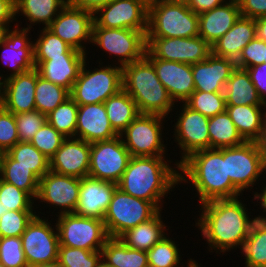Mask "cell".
<instances>
[{"instance_id":"cell-1","label":"cell","mask_w":266,"mask_h":267,"mask_svg":"<svg viewBox=\"0 0 266 267\" xmlns=\"http://www.w3.org/2000/svg\"><path fill=\"white\" fill-rule=\"evenodd\" d=\"M246 206L240 197L216 199L199 206L201 214L195 226L207 241L209 252L214 249L220 254L242 248L253 222L258 217L251 219Z\"/></svg>"},{"instance_id":"cell-2","label":"cell","mask_w":266,"mask_h":267,"mask_svg":"<svg viewBox=\"0 0 266 267\" xmlns=\"http://www.w3.org/2000/svg\"><path fill=\"white\" fill-rule=\"evenodd\" d=\"M179 172L180 184L192 182L199 196V205L243 195L227 176L226 148H210L190 154L179 164Z\"/></svg>"},{"instance_id":"cell-3","label":"cell","mask_w":266,"mask_h":267,"mask_svg":"<svg viewBox=\"0 0 266 267\" xmlns=\"http://www.w3.org/2000/svg\"><path fill=\"white\" fill-rule=\"evenodd\" d=\"M165 157H131L118 188L131 196L152 202L162 211V198L180 185L179 163L175 162L173 168L169 164L173 160H165Z\"/></svg>"},{"instance_id":"cell-4","label":"cell","mask_w":266,"mask_h":267,"mask_svg":"<svg viewBox=\"0 0 266 267\" xmlns=\"http://www.w3.org/2000/svg\"><path fill=\"white\" fill-rule=\"evenodd\" d=\"M122 81L123 89L135 101L139 113L168 118L176 110L175 102L146 56L122 67Z\"/></svg>"},{"instance_id":"cell-5","label":"cell","mask_w":266,"mask_h":267,"mask_svg":"<svg viewBox=\"0 0 266 267\" xmlns=\"http://www.w3.org/2000/svg\"><path fill=\"white\" fill-rule=\"evenodd\" d=\"M199 16L184 2L149 0L146 37L199 36Z\"/></svg>"},{"instance_id":"cell-6","label":"cell","mask_w":266,"mask_h":267,"mask_svg":"<svg viewBox=\"0 0 266 267\" xmlns=\"http://www.w3.org/2000/svg\"><path fill=\"white\" fill-rule=\"evenodd\" d=\"M86 61L70 91V97L78 105L104 103L123 89L121 66L113 63L112 66L99 65V68L87 70Z\"/></svg>"},{"instance_id":"cell-7","label":"cell","mask_w":266,"mask_h":267,"mask_svg":"<svg viewBox=\"0 0 266 267\" xmlns=\"http://www.w3.org/2000/svg\"><path fill=\"white\" fill-rule=\"evenodd\" d=\"M159 211L152 202L131 196L117 187L103 221L108 236L119 238L127 230L153 218Z\"/></svg>"},{"instance_id":"cell-8","label":"cell","mask_w":266,"mask_h":267,"mask_svg":"<svg viewBox=\"0 0 266 267\" xmlns=\"http://www.w3.org/2000/svg\"><path fill=\"white\" fill-rule=\"evenodd\" d=\"M226 168L227 176L242 193L245 189L250 190L249 187L252 189L261 175L264 178L266 174V154L262 143L245 141L226 148Z\"/></svg>"},{"instance_id":"cell-9","label":"cell","mask_w":266,"mask_h":267,"mask_svg":"<svg viewBox=\"0 0 266 267\" xmlns=\"http://www.w3.org/2000/svg\"><path fill=\"white\" fill-rule=\"evenodd\" d=\"M166 117L140 113L120 134L131 157H157L168 152L163 140ZM124 138V139H123ZM166 150V151H165Z\"/></svg>"},{"instance_id":"cell-10","label":"cell","mask_w":266,"mask_h":267,"mask_svg":"<svg viewBox=\"0 0 266 267\" xmlns=\"http://www.w3.org/2000/svg\"><path fill=\"white\" fill-rule=\"evenodd\" d=\"M59 246L100 251L109 238L104 221L74 213L56 215Z\"/></svg>"},{"instance_id":"cell-11","label":"cell","mask_w":266,"mask_h":267,"mask_svg":"<svg viewBox=\"0 0 266 267\" xmlns=\"http://www.w3.org/2000/svg\"><path fill=\"white\" fill-rule=\"evenodd\" d=\"M91 43L117 57L121 67L140 60L147 51L146 34L133 29L93 27Z\"/></svg>"},{"instance_id":"cell-12","label":"cell","mask_w":266,"mask_h":267,"mask_svg":"<svg viewBox=\"0 0 266 267\" xmlns=\"http://www.w3.org/2000/svg\"><path fill=\"white\" fill-rule=\"evenodd\" d=\"M148 59H161L187 64L206 60L212 54V46L202 37L161 38L146 37Z\"/></svg>"},{"instance_id":"cell-13","label":"cell","mask_w":266,"mask_h":267,"mask_svg":"<svg viewBox=\"0 0 266 267\" xmlns=\"http://www.w3.org/2000/svg\"><path fill=\"white\" fill-rule=\"evenodd\" d=\"M131 158L120 135L91 143L88 176L118 184Z\"/></svg>"},{"instance_id":"cell-14","label":"cell","mask_w":266,"mask_h":267,"mask_svg":"<svg viewBox=\"0 0 266 267\" xmlns=\"http://www.w3.org/2000/svg\"><path fill=\"white\" fill-rule=\"evenodd\" d=\"M37 214L21 235L22 248L28 266L48 263L58 259L59 237L56 224ZM55 228V229H54ZM56 230V231H55Z\"/></svg>"},{"instance_id":"cell-15","label":"cell","mask_w":266,"mask_h":267,"mask_svg":"<svg viewBox=\"0 0 266 267\" xmlns=\"http://www.w3.org/2000/svg\"><path fill=\"white\" fill-rule=\"evenodd\" d=\"M149 0H113L94 14L93 27L124 28L147 33Z\"/></svg>"},{"instance_id":"cell-16","label":"cell","mask_w":266,"mask_h":267,"mask_svg":"<svg viewBox=\"0 0 266 267\" xmlns=\"http://www.w3.org/2000/svg\"><path fill=\"white\" fill-rule=\"evenodd\" d=\"M93 24L94 14L68 2L47 28L73 49L87 54L83 44L91 43Z\"/></svg>"},{"instance_id":"cell-17","label":"cell","mask_w":266,"mask_h":267,"mask_svg":"<svg viewBox=\"0 0 266 267\" xmlns=\"http://www.w3.org/2000/svg\"><path fill=\"white\" fill-rule=\"evenodd\" d=\"M179 110L177 122L174 127V141L177 143L182 153L180 156V164L190 154L204 149H210V137L208 133L209 118L200 112L189 108L185 103Z\"/></svg>"},{"instance_id":"cell-18","label":"cell","mask_w":266,"mask_h":267,"mask_svg":"<svg viewBox=\"0 0 266 267\" xmlns=\"http://www.w3.org/2000/svg\"><path fill=\"white\" fill-rule=\"evenodd\" d=\"M80 189V178L48 171L39 181L36 200L60 208L58 214L74 213ZM59 206V207H58Z\"/></svg>"},{"instance_id":"cell-19","label":"cell","mask_w":266,"mask_h":267,"mask_svg":"<svg viewBox=\"0 0 266 267\" xmlns=\"http://www.w3.org/2000/svg\"><path fill=\"white\" fill-rule=\"evenodd\" d=\"M20 25L15 24L14 29H8L0 44L1 62L4 67L11 71V74L5 75L11 77L25 71L35 68L33 42L28 38L30 29L20 28ZM2 47V48H1Z\"/></svg>"},{"instance_id":"cell-20","label":"cell","mask_w":266,"mask_h":267,"mask_svg":"<svg viewBox=\"0 0 266 267\" xmlns=\"http://www.w3.org/2000/svg\"><path fill=\"white\" fill-rule=\"evenodd\" d=\"M90 151L91 143L78 138H66L49 159V169L60 175L82 179L89 173Z\"/></svg>"},{"instance_id":"cell-21","label":"cell","mask_w":266,"mask_h":267,"mask_svg":"<svg viewBox=\"0 0 266 267\" xmlns=\"http://www.w3.org/2000/svg\"><path fill=\"white\" fill-rule=\"evenodd\" d=\"M118 184L91 176L80 179L79 197L74 214L104 220Z\"/></svg>"},{"instance_id":"cell-22","label":"cell","mask_w":266,"mask_h":267,"mask_svg":"<svg viewBox=\"0 0 266 267\" xmlns=\"http://www.w3.org/2000/svg\"><path fill=\"white\" fill-rule=\"evenodd\" d=\"M157 76L173 101L184 103L195 91L192 65L187 63L149 59Z\"/></svg>"},{"instance_id":"cell-23","label":"cell","mask_w":266,"mask_h":267,"mask_svg":"<svg viewBox=\"0 0 266 267\" xmlns=\"http://www.w3.org/2000/svg\"><path fill=\"white\" fill-rule=\"evenodd\" d=\"M36 84V68L5 78L2 106L13 114L36 110Z\"/></svg>"},{"instance_id":"cell-24","label":"cell","mask_w":266,"mask_h":267,"mask_svg":"<svg viewBox=\"0 0 266 267\" xmlns=\"http://www.w3.org/2000/svg\"><path fill=\"white\" fill-rule=\"evenodd\" d=\"M118 136L112 128L104 103L78 105L75 138L88 143Z\"/></svg>"},{"instance_id":"cell-25","label":"cell","mask_w":266,"mask_h":267,"mask_svg":"<svg viewBox=\"0 0 266 267\" xmlns=\"http://www.w3.org/2000/svg\"><path fill=\"white\" fill-rule=\"evenodd\" d=\"M235 68L234 60L214 54L204 61L192 64L195 91L224 92L225 83Z\"/></svg>"},{"instance_id":"cell-26","label":"cell","mask_w":266,"mask_h":267,"mask_svg":"<svg viewBox=\"0 0 266 267\" xmlns=\"http://www.w3.org/2000/svg\"><path fill=\"white\" fill-rule=\"evenodd\" d=\"M240 15L238 0H228L212 10L198 14L199 36L212 46L232 28Z\"/></svg>"},{"instance_id":"cell-27","label":"cell","mask_w":266,"mask_h":267,"mask_svg":"<svg viewBox=\"0 0 266 267\" xmlns=\"http://www.w3.org/2000/svg\"><path fill=\"white\" fill-rule=\"evenodd\" d=\"M87 57H34L39 76L69 91Z\"/></svg>"},{"instance_id":"cell-28","label":"cell","mask_w":266,"mask_h":267,"mask_svg":"<svg viewBox=\"0 0 266 267\" xmlns=\"http://www.w3.org/2000/svg\"><path fill=\"white\" fill-rule=\"evenodd\" d=\"M265 110L266 105H226V111L242 138L259 143L263 142L266 132Z\"/></svg>"},{"instance_id":"cell-29","label":"cell","mask_w":266,"mask_h":267,"mask_svg":"<svg viewBox=\"0 0 266 267\" xmlns=\"http://www.w3.org/2000/svg\"><path fill=\"white\" fill-rule=\"evenodd\" d=\"M255 19L240 15L230 30L212 45V54L235 62L243 48L256 37Z\"/></svg>"},{"instance_id":"cell-30","label":"cell","mask_w":266,"mask_h":267,"mask_svg":"<svg viewBox=\"0 0 266 267\" xmlns=\"http://www.w3.org/2000/svg\"><path fill=\"white\" fill-rule=\"evenodd\" d=\"M162 218L160 210L153 218L127 230L119 238L128 247L147 252L165 235H168L167 226Z\"/></svg>"},{"instance_id":"cell-31","label":"cell","mask_w":266,"mask_h":267,"mask_svg":"<svg viewBox=\"0 0 266 267\" xmlns=\"http://www.w3.org/2000/svg\"><path fill=\"white\" fill-rule=\"evenodd\" d=\"M67 3L68 0H15V17L21 15L30 22L25 29L31 30L36 24L47 28Z\"/></svg>"},{"instance_id":"cell-32","label":"cell","mask_w":266,"mask_h":267,"mask_svg":"<svg viewBox=\"0 0 266 267\" xmlns=\"http://www.w3.org/2000/svg\"><path fill=\"white\" fill-rule=\"evenodd\" d=\"M224 95L226 105H264L244 68L236 67L233 70L225 83Z\"/></svg>"},{"instance_id":"cell-33","label":"cell","mask_w":266,"mask_h":267,"mask_svg":"<svg viewBox=\"0 0 266 267\" xmlns=\"http://www.w3.org/2000/svg\"><path fill=\"white\" fill-rule=\"evenodd\" d=\"M102 260L113 267H145L147 252L128 247L120 238L109 237L103 248Z\"/></svg>"},{"instance_id":"cell-34","label":"cell","mask_w":266,"mask_h":267,"mask_svg":"<svg viewBox=\"0 0 266 267\" xmlns=\"http://www.w3.org/2000/svg\"><path fill=\"white\" fill-rule=\"evenodd\" d=\"M104 105L110 124L118 135L140 114L135 101L124 89L110 96Z\"/></svg>"},{"instance_id":"cell-35","label":"cell","mask_w":266,"mask_h":267,"mask_svg":"<svg viewBox=\"0 0 266 267\" xmlns=\"http://www.w3.org/2000/svg\"><path fill=\"white\" fill-rule=\"evenodd\" d=\"M0 179L15 185L17 188L27 192L34 200L36 199L40 179L30 168L15 165V160L6 152L1 157Z\"/></svg>"},{"instance_id":"cell-36","label":"cell","mask_w":266,"mask_h":267,"mask_svg":"<svg viewBox=\"0 0 266 267\" xmlns=\"http://www.w3.org/2000/svg\"><path fill=\"white\" fill-rule=\"evenodd\" d=\"M208 133L212 149L234 147L245 142L227 111L209 118Z\"/></svg>"},{"instance_id":"cell-37","label":"cell","mask_w":266,"mask_h":267,"mask_svg":"<svg viewBox=\"0 0 266 267\" xmlns=\"http://www.w3.org/2000/svg\"><path fill=\"white\" fill-rule=\"evenodd\" d=\"M240 250L245 267H266V220L256 218Z\"/></svg>"},{"instance_id":"cell-38","label":"cell","mask_w":266,"mask_h":267,"mask_svg":"<svg viewBox=\"0 0 266 267\" xmlns=\"http://www.w3.org/2000/svg\"><path fill=\"white\" fill-rule=\"evenodd\" d=\"M40 31L33 42L34 57H87L88 54L73 49L48 28Z\"/></svg>"},{"instance_id":"cell-39","label":"cell","mask_w":266,"mask_h":267,"mask_svg":"<svg viewBox=\"0 0 266 267\" xmlns=\"http://www.w3.org/2000/svg\"><path fill=\"white\" fill-rule=\"evenodd\" d=\"M15 165L30 168L41 179L49 169V159L30 142H18L6 152Z\"/></svg>"},{"instance_id":"cell-40","label":"cell","mask_w":266,"mask_h":267,"mask_svg":"<svg viewBox=\"0 0 266 267\" xmlns=\"http://www.w3.org/2000/svg\"><path fill=\"white\" fill-rule=\"evenodd\" d=\"M70 97V91L60 85L45 80L37 71V84L35 88V109L48 115L58 105Z\"/></svg>"},{"instance_id":"cell-41","label":"cell","mask_w":266,"mask_h":267,"mask_svg":"<svg viewBox=\"0 0 266 267\" xmlns=\"http://www.w3.org/2000/svg\"><path fill=\"white\" fill-rule=\"evenodd\" d=\"M78 104L69 97L47 115V121L64 137L75 138Z\"/></svg>"},{"instance_id":"cell-42","label":"cell","mask_w":266,"mask_h":267,"mask_svg":"<svg viewBox=\"0 0 266 267\" xmlns=\"http://www.w3.org/2000/svg\"><path fill=\"white\" fill-rule=\"evenodd\" d=\"M184 103L208 118L226 111L224 92L194 91Z\"/></svg>"},{"instance_id":"cell-43","label":"cell","mask_w":266,"mask_h":267,"mask_svg":"<svg viewBox=\"0 0 266 267\" xmlns=\"http://www.w3.org/2000/svg\"><path fill=\"white\" fill-rule=\"evenodd\" d=\"M181 257L178 245L167 235L147 251L148 265L152 267H179Z\"/></svg>"},{"instance_id":"cell-44","label":"cell","mask_w":266,"mask_h":267,"mask_svg":"<svg viewBox=\"0 0 266 267\" xmlns=\"http://www.w3.org/2000/svg\"><path fill=\"white\" fill-rule=\"evenodd\" d=\"M0 202L7 211H35L34 199L25 191L0 179ZM34 209V210H33Z\"/></svg>"},{"instance_id":"cell-45","label":"cell","mask_w":266,"mask_h":267,"mask_svg":"<svg viewBox=\"0 0 266 267\" xmlns=\"http://www.w3.org/2000/svg\"><path fill=\"white\" fill-rule=\"evenodd\" d=\"M61 267H97L102 252L59 246L58 259Z\"/></svg>"},{"instance_id":"cell-46","label":"cell","mask_w":266,"mask_h":267,"mask_svg":"<svg viewBox=\"0 0 266 267\" xmlns=\"http://www.w3.org/2000/svg\"><path fill=\"white\" fill-rule=\"evenodd\" d=\"M66 139L48 121L35 133L30 143L50 159Z\"/></svg>"},{"instance_id":"cell-47","label":"cell","mask_w":266,"mask_h":267,"mask_svg":"<svg viewBox=\"0 0 266 267\" xmlns=\"http://www.w3.org/2000/svg\"><path fill=\"white\" fill-rule=\"evenodd\" d=\"M36 215V211H7L0 217L1 236L21 237Z\"/></svg>"},{"instance_id":"cell-48","label":"cell","mask_w":266,"mask_h":267,"mask_svg":"<svg viewBox=\"0 0 266 267\" xmlns=\"http://www.w3.org/2000/svg\"><path fill=\"white\" fill-rule=\"evenodd\" d=\"M0 263L5 267H28L22 248L21 237L1 238Z\"/></svg>"},{"instance_id":"cell-49","label":"cell","mask_w":266,"mask_h":267,"mask_svg":"<svg viewBox=\"0 0 266 267\" xmlns=\"http://www.w3.org/2000/svg\"><path fill=\"white\" fill-rule=\"evenodd\" d=\"M15 115L19 142H30L35 133L47 121V116L38 110H32Z\"/></svg>"},{"instance_id":"cell-50","label":"cell","mask_w":266,"mask_h":267,"mask_svg":"<svg viewBox=\"0 0 266 267\" xmlns=\"http://www.w3.org/2000/svg\"><path fill=\"white\" fill-rule=\"evenodd\" d=\"M19 142L15 115L0 107V150L4 153Z\"/></svg>"},{"instance_id":"cell-51","label":"cell","mask_w":266,"mask_h":267,"mask_svg":"<svg viewBox=\"0 0 266 267\" xmlns=\"http://www.w3.org/2000/svg\"><path fill=\"white\" fill-rule=\"evenodd\" d=\"M266 54V42L261 39H252L242 50L236 61V67L247 69L264 63Z\"/></svg>"},{"instance_id":"cell-52","label":"cell","mask_w":266,"mask_h":267,"mask_svg":"<svg viewBox=\"0 0 266 267\" xmlns=\"http://www.w3.org/2000/svg\"><path fill=\"white\" fill-rule=\"evenodd\" d=\"M246 70L257 89L260 100L266 105V63L249 67Z\"/></svg>"},{"instance_id":"cell-53","label":"cell","mask_w":266,"mask_h":267,"mask_svg":"<svg viewBox=\"0 0 266 267\" xmlns=\"http://www.w3.org/2000/svg\"><path fill=\"white\" fill-rule=\"evenodd\" d=\"M240 14L252 19L266 17V0H238Z\"/></svg>"},{"instance_id":"cell-54","label":"cell","mask_w":266,"mask_h":267,"mask_svg":"<svg viewBox=\"0 0 266 267\" xmlns=\"http://www.w3.org/2000/svg\"><path fill=\"white\" fill-rule=\"evenodd\" d=\"M15 17V0H0V24H13Z\"/></svg>"},{"instance_id":"cell-55","label":"cell","mask_w":266,"mask_h":267,"mask_svg":"<svg viewBox=\"0 0 266 267\" xmlns=\"http://www.w3.org/2000/svg\"><path fill=\"white\" fill-rule=\"evenodd\" d=\"M113 0H68V2L77 8L95 14L100 8L109 5Z\"/></svg>"},{"instance_id":"cell-56","label":"cell","mask_w":266,"mask_h":267,"mask_svg":"<svg viewBox=\"0 0 266 267\" xmlns=\"http://www.w3.org/2000/svg\"><path fill=\"white\" fill-rule=\"evenodd\" d=\"M228 0H188L186 2L187 6L196 14L212 10L224 4Z\"/></svg>"},{"instance_id":"cell-57","label":"cell","mask_w":266,"mask_h":267,"mask_svg":"<svg viewBox=\"0 0 266 267\" xmlns=\"http://www.w3.org/2000/svg\"><path fill=\"white\" fill-rule=\"evenodd\" d=\"M256 38L266 42V17L255 19Z\"/></svg>"},{"instance_id":"cell-58","label":"cell","mask_w":266,"mask_h":267,"mask_svg":"<svg viewBox=\"0 0 266 267\" xmlns=\"http://www.w3.org/2000/svg\"><path fill=\"white\" fill-rule=\"evenodd\" d=\"M264 180H266V178ZM261 188H260L261 193L253 191L254 196H253L252 200H257V202H258V200H260L261 202L260 201L258 202L261 204L260 208H262L264 210L263 213L264 212L266 213V184L264 187L262 186ZM258 216L261 217L262 219L266 220V214H265V216H260V215H258Z\"/></svg>"},{"instance_id":"cell-59","label":"cell","mask_w":266,"mask_h":267,"mask_svg":"<svg viewBox=\"0 0 266 267\" xmlns=\"http://www.w3.org/2000/svg\"><path fill=\"white\" fill-rule=\"evenodd\" d=\"M28 267H61V265L59 264L58 260H55L52 262L36 264Z\"/></svg>"},{"instance_id":"cell-60","label":"cell","mask_w":266,"mask_h":267,"mask_svg":"<svg viewBox=\"0 0 266 267\" xmlns=\"http://www.w3.org/2000/svg\"><path fill=\"white\" fill-rule=\"evenodd\" d=\"M10 28H12L10 25H2L0 24V44L3 42V38L6 34V31Z\"/></svg>"},{"instance_id":"cell-61","label":"cell","mask_w":266,"mask_h":267,"mask_svg":"<svg viewBox=\"0 0 266 267\" xmlns=\"http://www.w3.org/2000/svg\"><path fill=\"white\" fill-rule=\"evenodd\" d=\"M4 74L0 75V107L3 104Z\"/></svg>"},{"instance_id":"cell-62","label":"cell","mask_w":266,"mask_h":267,"mask_svg":"<svg viewBox=\"0 0 266 267\" xmlns=\"http://www.w3.org/2000/svg\"><path fill=\"white\" fill-rule=\"evenodd\" d=\"M187 267H201V266L198 265L196 260H193L192 258H190V260L188 259L187 261Z\"/></svg>"},{"instance_id":"cell-63","label":"cell","mask_w":266,"mask_h":267,"mask_svg":"<svg viewBox=\"0 0 266 267\" xmlns=\"http://www.w3.org/2000/svg\"><path fill=\"white\" fill-rule=\"evenodd\" d=\"M97 267H113V266L108 265L106 262H104L103 260H101L99 262V264L97 265Z\"/></svg>"},{"instance_id":"cell-64","label":"cell","mask_w":266,"mask_h":267,"mask_svg":"<svg viewBox=\"0 0 266 267\" xmlns=\"http://www.w3.org/2000/svg\"><path fill=\"white\" fill-rule=\"evenodd\" d=\"M163 1H168V2H184V3H186L188 0H163Z\"/></svg>"},{"instance_id":"cell-65","label":"cell","mask_w":266,"mask_h":267,"mask_svg":"<svg viewBox=\"0 0 266 267\" xmlns=\"http://www.w3.org/2000/svg\"><path fill=\"white\" fill-rule=\"evenodd\" d=\"M0 213H3L4 214V208L2 206V203L0 202Z\"/></svg>"},{"instance_id":"cell-66","label":"cell","mask_w":266,"mask_h":267,"mask_svg":"<svg viewBox=\"0 0 266 267\" xmlns=\"http://www.w3.org/2000/svg\"><path fill=\"white\" fill-rule=\"evenodd\" d=\"M262 145H266V132H265V137H264V140L262 142Z\"/></svg>"},{"instance_id":"cell-67","label":"cell","mask_w":266,"mask_h":267,"mask_svg":"<svg viewBox=\"0 0 266 267\" xmlns=\"http://www.w3.org/2000/svg\"><path fill=\"white\" fill-rule=\"evenodd\" d=\"M263 149H264L265 154H266V145H263Z\"/></svg>"},{"instance_id":"cell-68","label":"cell","mask_w":266,"mask_h":267,"mask_svg":"<svg viewBox=\"0 0 266 267\" xmlns=\"http://www.w3.org/2000/svg\"><path fill=\"white\" fill-rule=\"evenodd\" d=\"M3 215V213H0V217ZM2 236H1V233H0V240H1Z\"/></svg>"},{"instance_id":"cell-69","label":"cell","mask_w":266,"mask_h":267,"mask_svg":"<svg viewBox=\"0 0 266 267\" xmlns=\"http://www.w3.org/2000/svg\"><path fill=\"white\" fill-rule=\"evenodd\" d=\"M3 156V152L0 150V157H2Z\"/></svg>"}]
</instances>
